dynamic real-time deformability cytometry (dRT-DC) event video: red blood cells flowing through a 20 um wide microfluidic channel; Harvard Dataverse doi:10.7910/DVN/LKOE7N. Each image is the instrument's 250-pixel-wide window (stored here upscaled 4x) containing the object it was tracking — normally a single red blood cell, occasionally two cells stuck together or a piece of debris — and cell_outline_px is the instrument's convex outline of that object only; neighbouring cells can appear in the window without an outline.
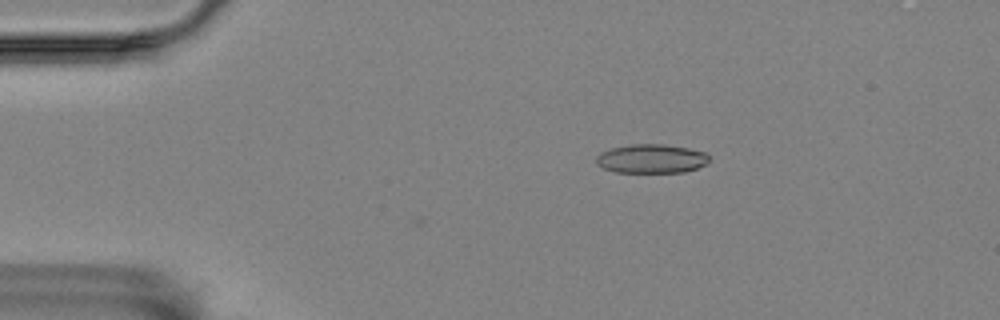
{"species": "Egyptian fruit bat (a non-hibernating species)", "species_latin": "Rousettus aegyptiacus", "temperature_condition": "room temperature", "stored_images_in_passage": 4, "camera_frame_rate_fps": 3000, "um_per_image_px": 0.085, "animal": {"sex": "female"}, "frame": {"image": 1, "passage_image": 4, "time_ms": 1.0, "image_size_px": [1000, 320], "cell_outline_px": [[708, 164], [684, 172], [616, 172], [604, 168], [596, 164], [596, 156], [600, 152], [612, 148], [628, 144], [664, 144], [688, 148], [708, 152]], "centroid_in_image_um": [55.38, 13.48], "position_along_channel_um": 29.6, "area_um2": 19.19}}